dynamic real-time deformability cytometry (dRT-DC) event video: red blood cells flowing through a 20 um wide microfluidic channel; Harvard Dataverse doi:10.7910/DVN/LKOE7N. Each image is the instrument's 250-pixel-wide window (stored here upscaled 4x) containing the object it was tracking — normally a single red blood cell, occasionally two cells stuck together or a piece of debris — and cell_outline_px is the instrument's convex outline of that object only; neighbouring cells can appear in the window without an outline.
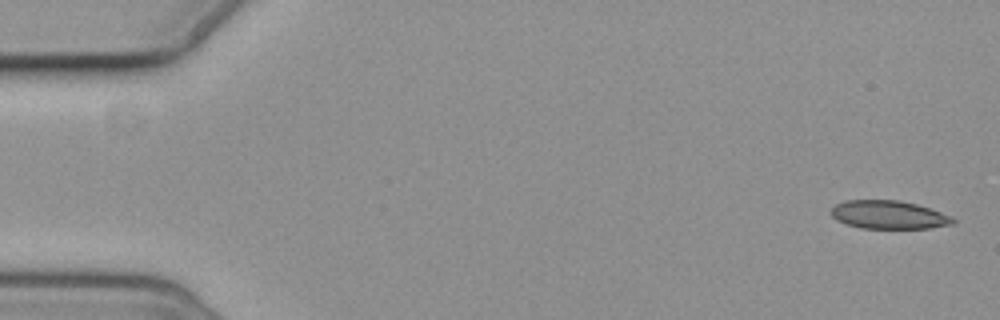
{"species": "common noctule bat (a hibernating species)", "species_latin": "Nyctalus noctula", "temperature_condition": "cold", "stored_images_in_passage": 7, "camera_frame_rate_fps": 3000, "um_per_image_px": 0.085, "animal": {"sex": "female", "body_mass_g": 19.3, "forearm_length_mm": 54.1}, "frame": {"image": 1, "passage_image": 1, "time_ms": 0.0, "image_size_px": [1000, 320], "cell_outline_px": [[956, 220], [952, 224], [928, 228], [860, 228], [836, 220], [828, 212], [836, 204], [844, 200], [900, 200], [916, 204], [940, 212]], "centroid_in_image_um": [75.47, 18.25], "position_along_channel_um": 9.5, "area_um2": 19.94}}
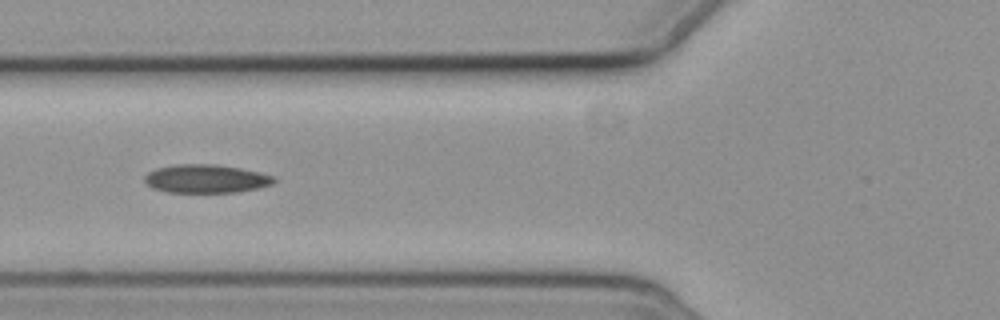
{"frame": {"image": 2, "passage_image": 6, "time_ms": 6.667, "image_size_px": [1000, 320], "cell_outline_px": [[276, 180], [272, 184], [256, 188], [236, 192], [168, 192], [152, 188], [144, 180], [144, 176], [148, 172], [156, 168], [176, 164], [216, 164], [240, 168], [260, 172], [276, 176]], "centroid_in_image_um": [17.51, 15.18], "position_along_channel_um": 108.3, "area_um2": 21.44}}
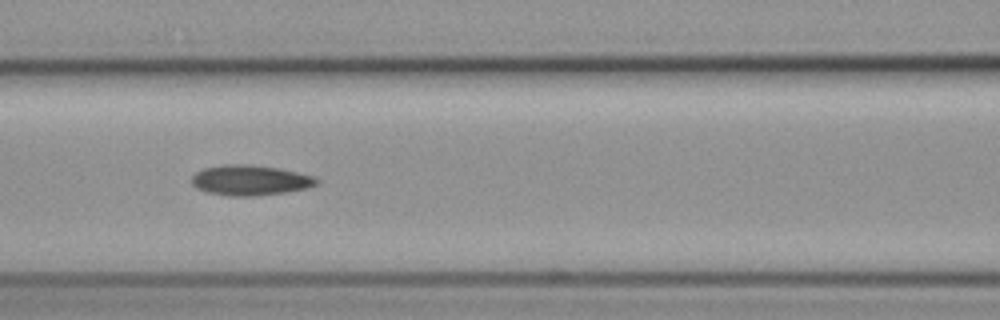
{"frame": {"image": 3, "passage_image": 7, "time_ms": 7.667, "image_size_px": [1000, 320], "cell_outline_px": [[320, 180], [316, 184], [308, 188], [288, 192], [256, 196], [228, 196], [204, 192], [196, 188], [192, 184], [192, 176], [196, 172], [204, 168], [220, 164], [248, 164], [280, 168], [316, 176]], "centroid_in_image_um": [21.27, 15.32], "position_along_channel_um": 145.3, "area_um2": 22.48}}